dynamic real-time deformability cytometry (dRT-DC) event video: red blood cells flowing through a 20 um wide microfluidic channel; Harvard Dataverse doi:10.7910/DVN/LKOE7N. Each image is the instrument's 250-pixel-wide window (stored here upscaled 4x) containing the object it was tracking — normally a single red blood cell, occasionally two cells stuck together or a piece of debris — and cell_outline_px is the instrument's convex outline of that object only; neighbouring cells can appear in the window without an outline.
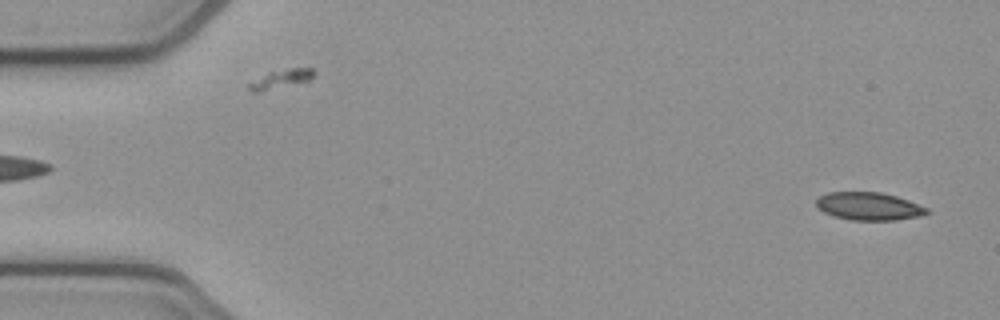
{"species": "common noctule bat (a hibernating species)", "species_latin": "Nyctalus noctula", "temperature_condition": "cold", "stored_images_in_passage": 50, "camera_frame_rate_fps": 3000, "um_per_image_px": 0.085, "animal": {"sex": "female", "body_mass_g": 21.9}, "frame": {"image": 1, "passage_image": 2, "time_ms": 0.333, "image_size_px": [1000, 320], "cell_outline_px": [[932, 212], [920, 216], [896, 220], [852, 220], [832, 216], [816, 208], [816, 200], [820, 196], [828, 192], [880, 192], [896, 196], [908, 200], [928, 208]], "centroid_in_image_um": [73.85, 17.54], "position_along_channel_um": 11.1, "area_um2": 18.09}}
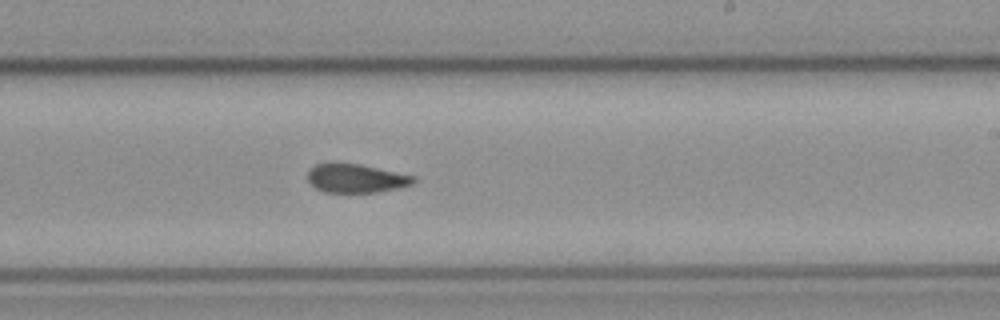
{"frame": {"image": 2, "passage_image": 31, "time_ms": 10.0, "image_size_px": [1000, 320], "cell_outline_px": [[416, 180], [412, 184], [396, 188], [376, 192], [324, 192], [316, 188], [308, 180], [308, 172], [316, 164], [328, 160], [336, 160], [360, 164], [416, 176]], "centroid_in_image_um": [30.22, 15.11], "position_along_channel_um": 258.8, "area_um2": 18.09}}
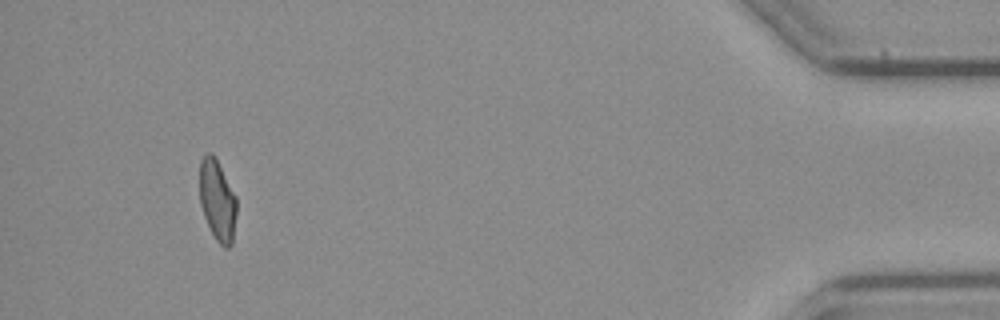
{"frame": {"image": 3, "passage_image": 49, "time_ms": 16.0, "image_size_px": [1000, 320], "cell_outline_px": [[236, 216], [232, 244], [228, 248], [224, 248], [216, 240], [204, 216], [200, 204], [200, 160], [208, 152], [212, 152], [236, 196]], "centroid_in_image_um": [18.48, 17.05], "position_along_channel_um": 416.7, "area_um2": 17.28}}